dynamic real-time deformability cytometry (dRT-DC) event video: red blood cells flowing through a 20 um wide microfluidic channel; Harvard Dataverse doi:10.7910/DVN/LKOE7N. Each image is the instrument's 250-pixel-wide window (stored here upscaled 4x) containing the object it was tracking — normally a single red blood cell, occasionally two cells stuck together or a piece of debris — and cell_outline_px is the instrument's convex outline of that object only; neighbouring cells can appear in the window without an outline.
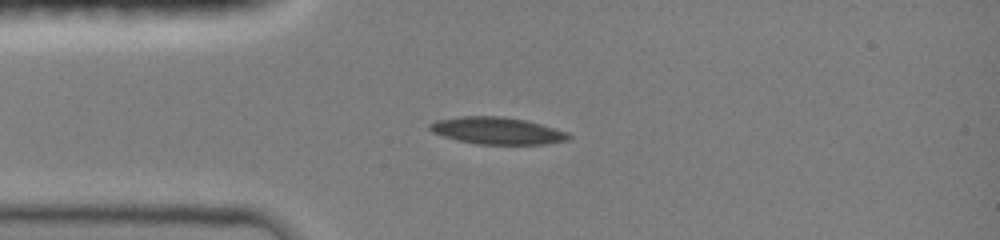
{"species": "common noctule bat (a hibernating species)", "species_latin": "Nyctalus noctula", "temperature_condition": "room temperature", "stored_images_in_passage": 7, "camera_frame_rate_fps": 3000, "um_per_image_px": 0.085, "animal": {"sex": "female", "body_mass_g": 19.0, "forearm_length_mm": 51.5}, "frame": {"image": 1, "passage_image": 6, "time_ms": 3.333, "image_size_px": [1000, 240], "cell_outline_px": [[572, 136], [568, 140], [544, 144], [476, 144], [444, 136], [432, 132], [428, 128], [428, 124], [436, 120], [460, 116], [500, 116], [524, 120], [540, 124], [568, 132]], "centroid_in_image_um": [42.25, 11.11], "position_along_channel_um": 42.8, "area_um2": 21.73}}